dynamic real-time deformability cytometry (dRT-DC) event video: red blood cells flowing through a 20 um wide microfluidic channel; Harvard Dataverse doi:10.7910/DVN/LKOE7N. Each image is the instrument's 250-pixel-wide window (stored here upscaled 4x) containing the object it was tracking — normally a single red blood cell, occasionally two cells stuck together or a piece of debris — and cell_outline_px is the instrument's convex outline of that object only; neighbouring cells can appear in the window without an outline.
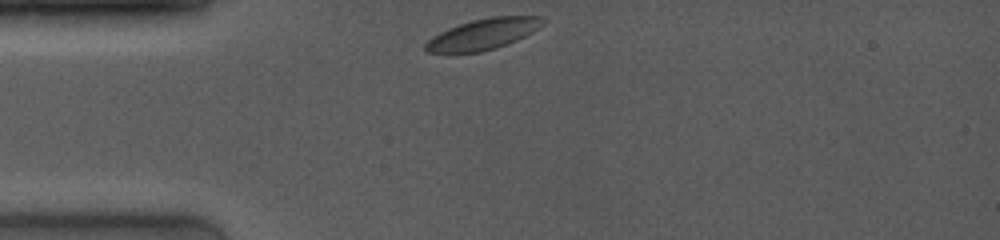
{"species": "common noctule bat (a hibernating species)", "species_latin": "Nyctalus noctula", "temperature_condition": "room temperature", "stored_images_in_passage": 48, "camera_frame_rate_fps": 4000, "um_per_image_px": 0.085, "animal": {"sex": "female", "body_mass_g": 19.0, "forearm_length_mm": 53.3}, "frame": {"image": 1, "passage_image": 1, "time_ms": 0.0, "image_size_px": [1000, 240], "cell_outline_px": [[548, 20], [544, 24], [532, 32], [508, 44], [496, 48], [480, 52], [424, 52], [424, 44], [432, 36], [448, 28], [472, 20], [492, 16], [544, 16]], "centroid_in_image_um": [41.1, 2.89], "position_along_channel_um": 43.9, "area_um2": 21.15}}
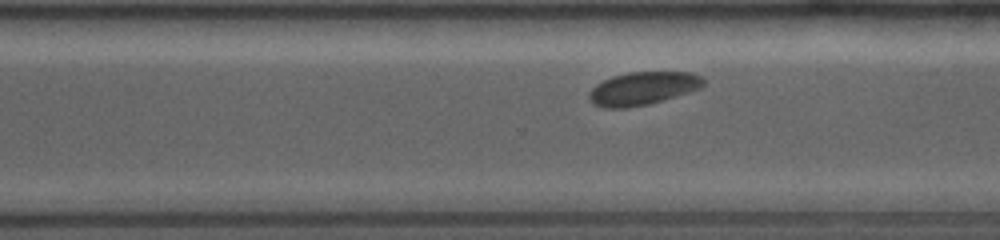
{"frame": {"image": 2, "passage_image": 31, "time_ms": 7.5, "image_size_px": [1000, 240], "cell_outline_px": [[704, 84], [700, 88], [688, 92], [648, 104], [624, 108], [604, 108], [592, 104], [588, 100], [588, 92], [596, 84], [612, 76], [628, 72], [688, 72], [704, 76]], "centroid_in_image_um": [54.6, 7.51], "position_along_channel_um": 316.0, "area_um2": 22.08}}
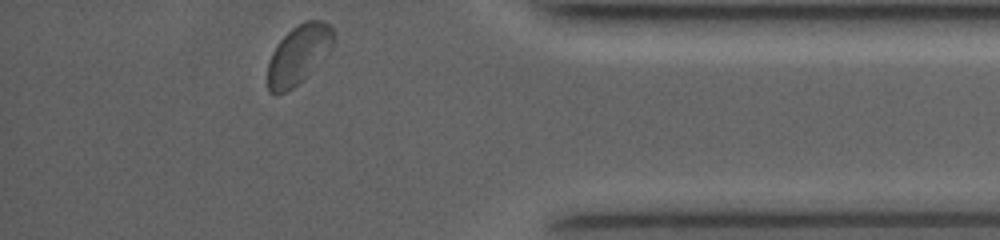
{"frame": {"image": 3, "passage_image": 47, "time_ms": 10.25, "image_size_px": [1000, 240], "cell_outline_px": [[336, 36], [332, 48], [324, 60], [292, 88], [284, 92], [272, 92], [268, 88], [268, 64], [272, 52], [280, 40], [292, 28], [304, 20], [324, 20], [332, 28]], "centroid_in_image_um": [25.43, 4.59], "position_along_channel_um": 409.8, "area_um2": 22.66}}